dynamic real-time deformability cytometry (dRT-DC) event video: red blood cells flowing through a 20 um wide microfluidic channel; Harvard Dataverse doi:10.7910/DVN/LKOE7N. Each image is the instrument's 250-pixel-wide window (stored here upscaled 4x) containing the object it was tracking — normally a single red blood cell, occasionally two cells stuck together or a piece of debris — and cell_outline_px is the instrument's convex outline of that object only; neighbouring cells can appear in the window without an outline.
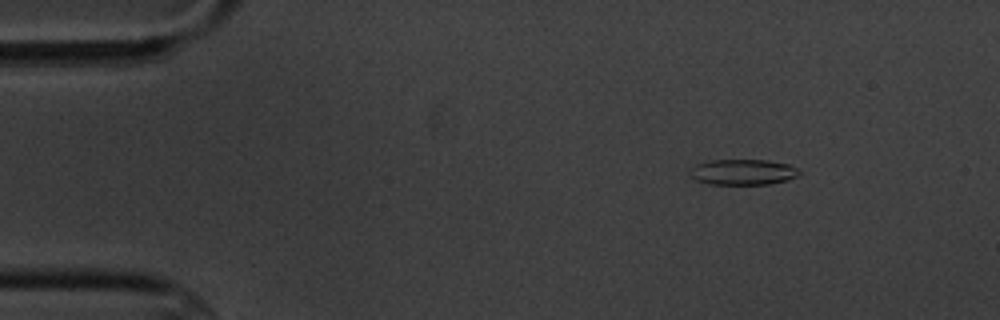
{"species": "common noctule bat (a hibernating species)", "species_latin": "Nyctalus noctula", "temperature_condition": "cold", "stored_images_in_passage": 4, "camera_frame_rate_fps": 3000, "um_per_image_px": 0.085, "animal": {"sex": "male", "body_mass_g": 20.1, "forearm_length_mm": 53.5}, "frame": {"image": 1, "passage_image": 2, "time_ms": 1.0, "image_size_px": [1000, 320], "cell_outline_px": [[800, 176], [788, 180], [768, 184], [708, 184], [696, 180], [692, 176], [688, 168], [696, 164], [708, 160], [768, 160], [788, 164], [800, 168]], "centroid_in_image_um": [63.17, 14.62], "position_along_channel_um": 21.8, "area_um2": 16.59}}